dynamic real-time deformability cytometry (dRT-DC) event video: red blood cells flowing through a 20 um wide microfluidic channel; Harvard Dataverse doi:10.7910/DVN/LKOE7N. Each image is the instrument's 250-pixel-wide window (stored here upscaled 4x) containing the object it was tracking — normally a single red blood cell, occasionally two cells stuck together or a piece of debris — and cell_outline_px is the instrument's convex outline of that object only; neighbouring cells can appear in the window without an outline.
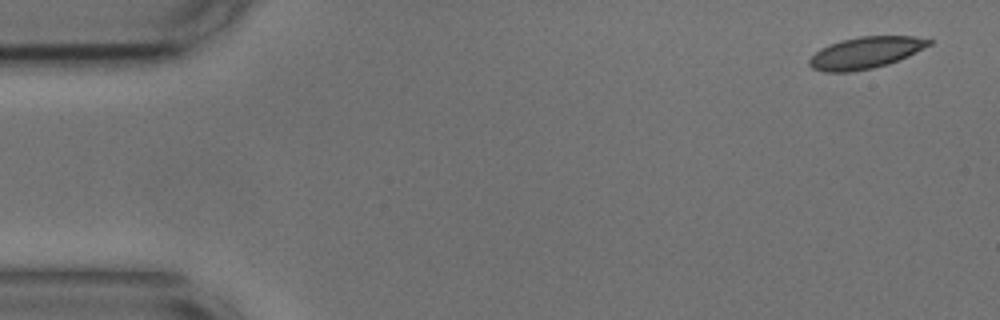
{"species": "common noctule bat (a hibernating species)", "species_latin": "Nyctalus noctula", "temperature_condition": "cold", "stored_images_in_passage": 49, "camera_frame_rate_fps": 3000, "um_per_image_px": 0.085, "animal": {"sex": "male", "body_mass_g": 17.9, "forearm_length_mm": 54.2}, "frame": {"image": 1, "passage_image": 1, "time_ms": 0.0, "image_size_px": [1000, 320], "cell_outline_px": [[932, 44], [908, 56], [888, 64], [872, 68], [848, 72], [824, 72], [812, 68], [808, 64], [808, 60], [820, 48], [840, 40], [860, 36], [912, 36], [932, 40]], "centroid_in_image_um": [73.55, 4.48], "position_along_channel_um": 11.5, "area_um2": 22.02}}
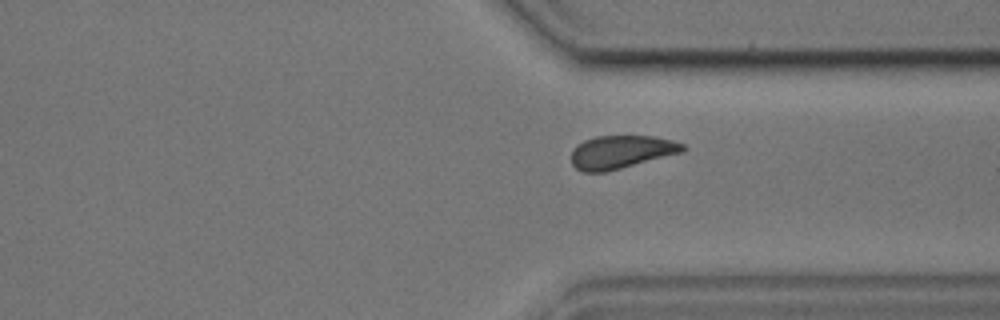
{"frame": {"image": 2, "passage_image": 39, "time_ms": 12.667, "image_size_px": [1000, 320], "cell_outline_px": [[688, 148], [684, 152], [604, 172], [584, 172], [576, 168], [572, 164], [572, 152], [584, 140], [596, 136], [652, 136], [672, 140], [684, 144]], "centroid_in_image_um": [52.85, 12.91], "position_along_channel_um": 358.6, "area_um2": 21.33}}
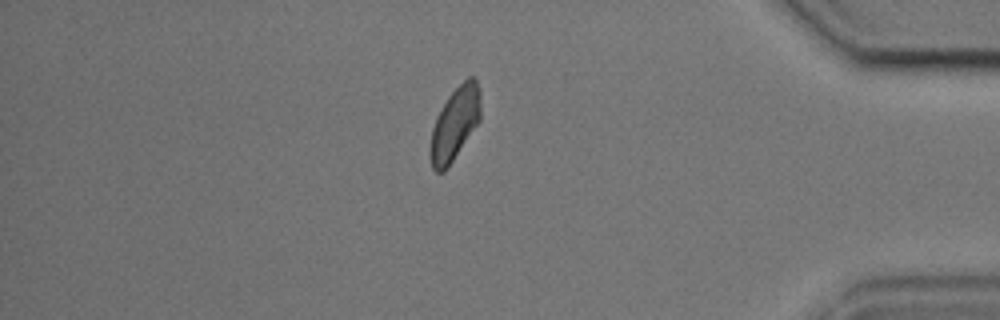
{"frame": {"image": 3, "passage_image": 45, "time_ms": 14.667, "image_size_px": [1000, 320], "cell_outline_px": [[480, 120], [448, 168], [444, 172], [436, 172], [432, 168], [428, 156], [428, 148], [432, 128], [436, 116], [448, 96], [468, 76], [472, 76], [476, 80], [480, 88]], "centroid_in_image_um": [38.63, 10.56], "position_along_channel_um": 396.6, "area_um2": 21.73}, "authors_computed_cell_mechanics": {"area_um2": 22.3686, "velocity_mm_per_s": 3.6283, "shape_relaxation_time_tau1_ms": 5.1303, "shape_relaxation_time_tau2_ms": 4.6687, "deformation_change_tau1": 0.1182, "deformation_change_tau2": 0.0794}}